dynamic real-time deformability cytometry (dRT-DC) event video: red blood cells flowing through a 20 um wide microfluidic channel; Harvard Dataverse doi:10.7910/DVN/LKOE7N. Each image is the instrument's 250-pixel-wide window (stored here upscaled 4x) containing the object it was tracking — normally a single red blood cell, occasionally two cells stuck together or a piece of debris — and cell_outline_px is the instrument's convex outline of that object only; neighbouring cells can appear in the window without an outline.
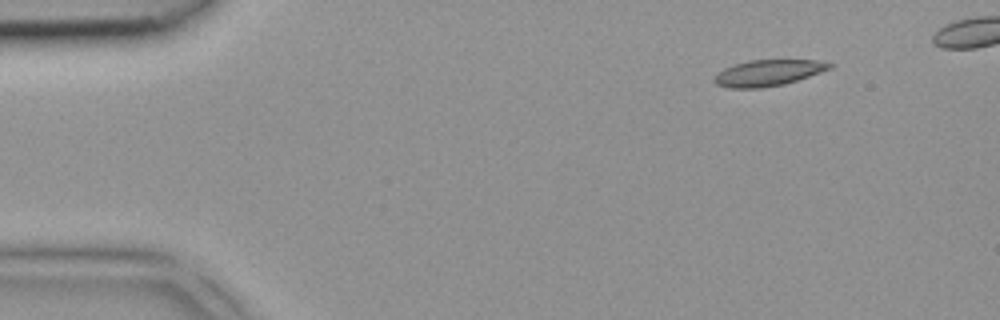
{"species": "common noctule bat (a hibernating species)", "species_latin": "Nyctalus noctula", "temperature_condition": "room temperature", "stored_images_in_passage": 2, "camera_frame_rate_fps": 3000, "um_per_image_px": 0.085, "animal": {"sex": "female", "body_mass_g": 18.4}, "frame": {"image": 1, "passage_image": 2, "time_ms": 0.333, "image_size_px": [1000, 320], "cell_outline_px": [[836, 64], [832, 68], [784, 84], [760, 88], [728, 88], [716, 84], [712, 80], [724, 68], [748, 60], [816, 60]], "centroid_in_image_um": [65.3, 6.19], "position_along_channel_um": 19.7, "area_um2": 17.4}}